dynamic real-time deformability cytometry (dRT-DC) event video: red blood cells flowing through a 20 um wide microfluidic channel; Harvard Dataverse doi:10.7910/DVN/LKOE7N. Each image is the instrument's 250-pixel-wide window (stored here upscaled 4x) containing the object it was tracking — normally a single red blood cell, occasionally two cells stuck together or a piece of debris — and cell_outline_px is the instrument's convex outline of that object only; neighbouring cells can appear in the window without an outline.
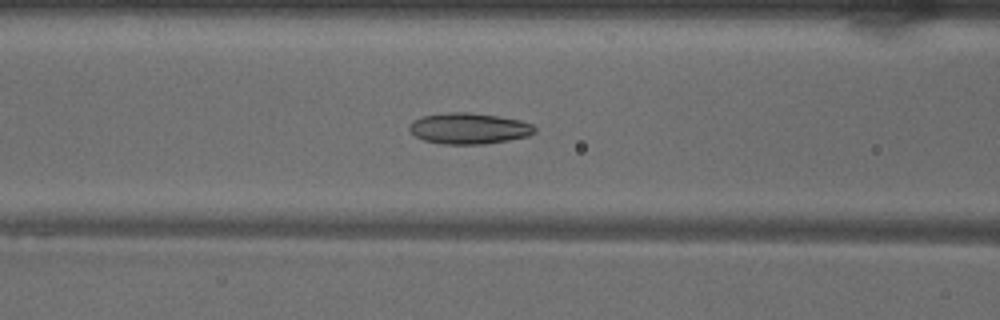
{"species": "common noctule bat (a hibernating species)", "species_latin": "Nyctalus noctula", "temperature_condition": "warm", "stored_images_in_passage": 50, "camera_frame_rate_fps": 3000, "um_per_image_px": 0.085, "animal": {"sex": "male", "body_mass_g": 18.8}, "frame": {"image": 1, "passage_image": 19, "time_ms": 6.0, "image_size_px": [1000, 320], "cell_outline_px": [[536, 132], [528, 136], [508, 140], [484, 144], [444, 144], [424, 140], [416, 136], [408, 128], [420, 116], [444, 112], [472, 112], [520, 120], [532, 124], [536, 128]], "centroid_in_image_um": [39.88, 10.91], "position_along_channel_um": 126.7, "area_um2": 22.6}}
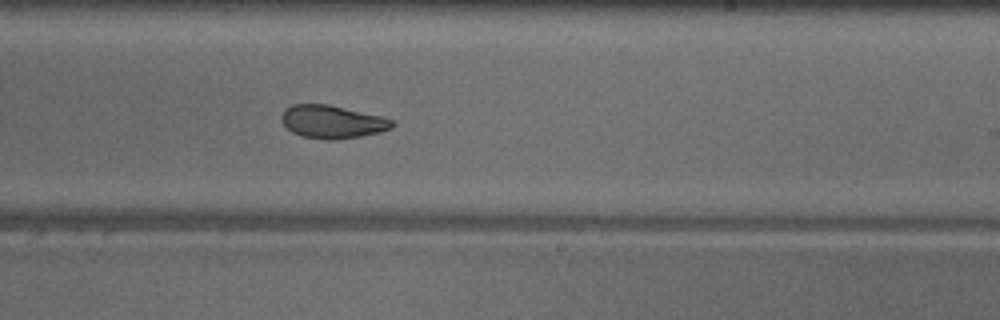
{"frame": {"image": 2, "passage_image": 29, "time_ms": 9.333, "image_size_px": [1000, 320], "cell_outline_px": [[396, 124], [392, 128], [380, 132], [360, 136], [336, 140], [328, 140], [304, 136], [292, 132], [284, 124], [280, 116], [292, 104], [328, 104], [384, 116], [392, 120]], "centroid_in_image_um": [28.3, 10.35], "position_along_channel_um": 260.7, "area_um2": 21.27}}
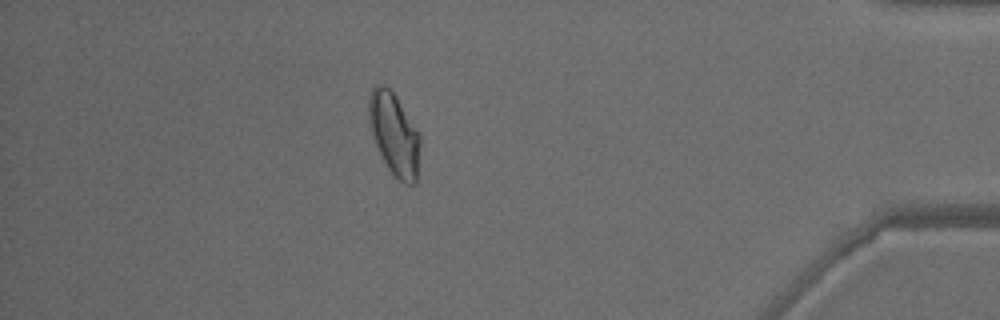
{"frame": {"image": 3, "passage_image": 43, "time_ms": 14.0, "image_size_px": [1000, 320], "cell_outline_px": [[420, 144], [416, 180], [412, 184], [404, 184], [388, 168], [372, 136], [368, 124], [368, 96], [372, 88], [376, 84], [384, 84], [396, 96], [420, 132]], "centroid_in_image_um": [33.49, 11.34], "position_along_channel_um": 401.7, "area_um2": 24.68}, "authors_computed_cell_mechanics": {"area_um2": 23.2067, "velocity_mm_per_s": 4.026, "shape_relaxation_time_tau1_ms": null, "shape_relaxation_time_tau2_ms": 1.805, "deformation_change_tau1": null, "deformation_change_tau2": 0.0699}}